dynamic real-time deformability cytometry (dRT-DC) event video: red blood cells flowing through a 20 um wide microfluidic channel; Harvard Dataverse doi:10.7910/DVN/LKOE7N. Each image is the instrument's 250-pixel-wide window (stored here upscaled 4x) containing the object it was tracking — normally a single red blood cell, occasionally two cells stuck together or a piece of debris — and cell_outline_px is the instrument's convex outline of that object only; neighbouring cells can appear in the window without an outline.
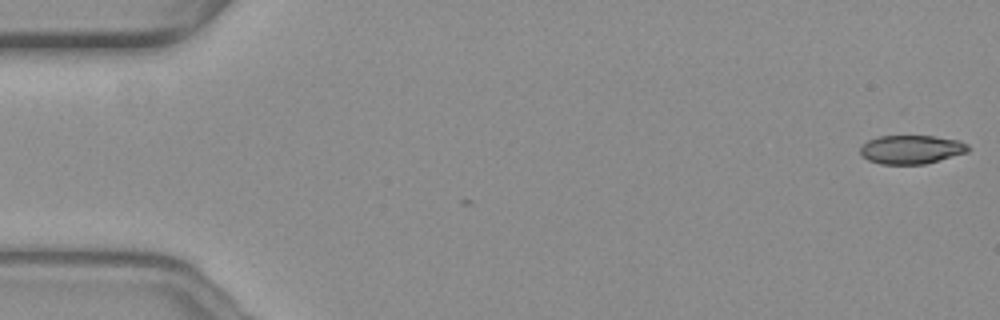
{"species": "common noctule bat (a hibernating species)", "species_latin": "Nyctalus noctula", "temperature_condition": "warm", "stored_images_in_passage": 4, "camera_frame_rate_fps": 3000, "um_per_image_px": 0.085, "animal": {"sex": "female", "body_mass_g": 19.3, "forearm_length_mm": 54.1}, "frame": {"image": 1, "passage_image": 1, "time_ms": 0.0, "image_size_px": [1000, 320], "cell_outline_px": [[968, 152], [924, 164], [880, 164], [868, 160], [860, 152], [860, 148], [868, 140], [880, 136], [932, 136], [960, 140], [968, 144]], "centroid_in_image_um": [77.47, 12.7], "position_along_channel_um": 7.5, "area_um2": 17.92}}